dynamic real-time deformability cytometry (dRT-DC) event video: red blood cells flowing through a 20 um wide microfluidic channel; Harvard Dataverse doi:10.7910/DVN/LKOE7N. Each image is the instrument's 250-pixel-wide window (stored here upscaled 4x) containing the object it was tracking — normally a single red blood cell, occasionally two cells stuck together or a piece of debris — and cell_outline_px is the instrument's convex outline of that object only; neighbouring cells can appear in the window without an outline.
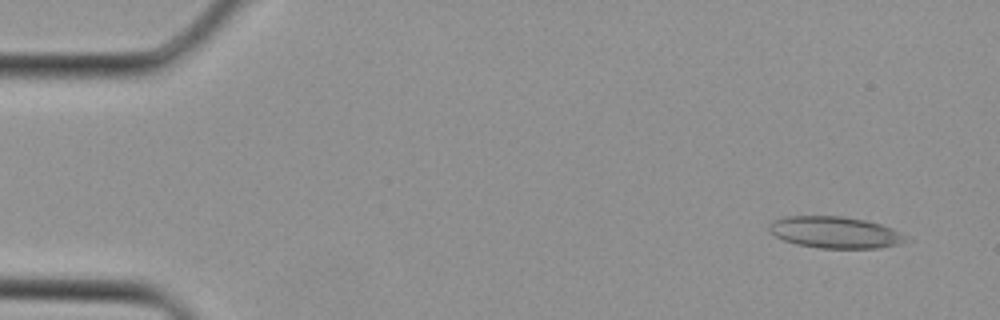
{"species": "Egyptian fruit bat (a non-hibernating species)", "species_latin": "Rousettus aegyptiacus", "temperature_condition": "cold", "stored_images_in_passage": 3, "camera_frame_rate_fps": 3000, "um_per_image_px": 0.085, "animal": {"sex": "female"}, "frame": {"image": 1, "passage_image": 1, "time_ms": 0.0, "image_size_px": [1000, 320], "cell_outline_px": [[912, 240], [900, 244], [880, 248], [820, 248], [796, 244], [784, 240], [768, 232], [768, 224], [772, 220], [784, 216], [844, 216], [864, 220], [880, 224], [892, 228], [908, 236]], "centroid_in_image_um": [70.99, 19.75], "position_along_channel_um": 14.0, "area_um2": 25.55}}
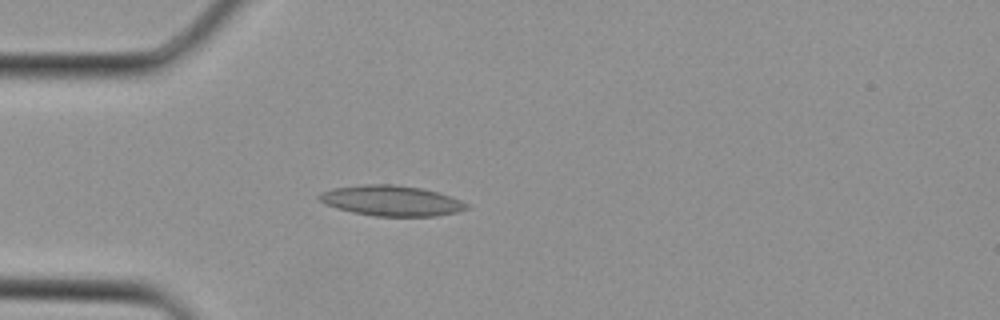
{"frame": {"image": 2, "passage_image": 3, "time_ms": 0.667, "image_size_px": [1000, 320], "cell_outline_px": [[468, 208], [460, 212], [436, 216], [376, 216], [352, 212], [336, 208], [320, 200], [316, 196], [320, 192], [332, 188], [364, 184], [392, 184], [424, 188], [460, 200], [468, 204]], "centroid_in_image_um": [33.26, 17.06], "position_along_channel_um": 51.7, "area_um2": 26.13}}